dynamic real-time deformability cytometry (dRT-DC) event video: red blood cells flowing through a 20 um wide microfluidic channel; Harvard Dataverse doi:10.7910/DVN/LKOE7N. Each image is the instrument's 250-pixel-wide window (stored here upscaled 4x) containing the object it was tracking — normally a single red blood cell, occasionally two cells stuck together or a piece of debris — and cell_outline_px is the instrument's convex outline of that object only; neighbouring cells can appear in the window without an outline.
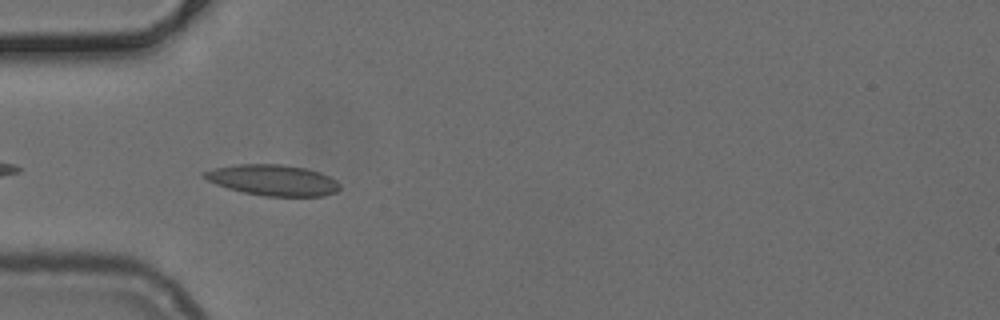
{"species": "common noctule bat (a hibernating species)", "species_latin": "Nyctalus noctula", "temperature_condition": "cold", "stored_images_in_passage": 8, "camera_frame_rate_fps": 3000, "um_per_image_px": 0.085, "animal": {"sex": "female", "body_mass_g": 24.6, "forearm_length_mm": 56.2}, "frame": {"image": 1, "passage_image": 2, "time_ms": 0.333, "image_size_px": [1000, 320], "cell_outline_px": [[340, 188], [336, 192], [324, 196], [264, 196], [244, 192], [228, 188], [216, 184], [200, 176], [200, 172], [216, 168], [236, 164], [280, 164], [304, 168], [320, 172], [336, 180], [340, 184]], "centroid_in_image_um": [23.18, 15.31], "position_along_channel_um": 61.8, "area_um2": 24.39}}
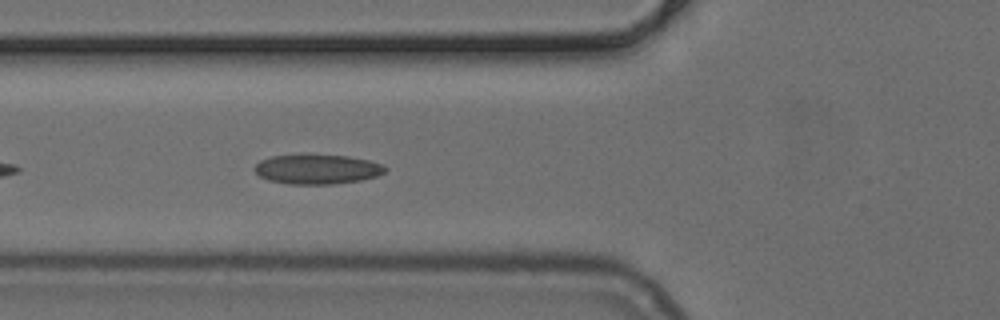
{"frame": {"image": 2, "passage_image": 5, "time_ms": 1.333, "image_size_px": [1000, 320], "cell_outline_px": [[388, 168], [384, 172], [376, 176], [360, 180], [336, 184], [288, 184], [268, 180], [260, 176], [252, 168], [260, 160], [272, 156], [300, 152], [308, 152], [348, 156], [368, 160], [380, 164]], "centroid_in_image_um": [26.9, 14.34], "position_along_channel_um": 98.9, "area_um2": 23.35}}